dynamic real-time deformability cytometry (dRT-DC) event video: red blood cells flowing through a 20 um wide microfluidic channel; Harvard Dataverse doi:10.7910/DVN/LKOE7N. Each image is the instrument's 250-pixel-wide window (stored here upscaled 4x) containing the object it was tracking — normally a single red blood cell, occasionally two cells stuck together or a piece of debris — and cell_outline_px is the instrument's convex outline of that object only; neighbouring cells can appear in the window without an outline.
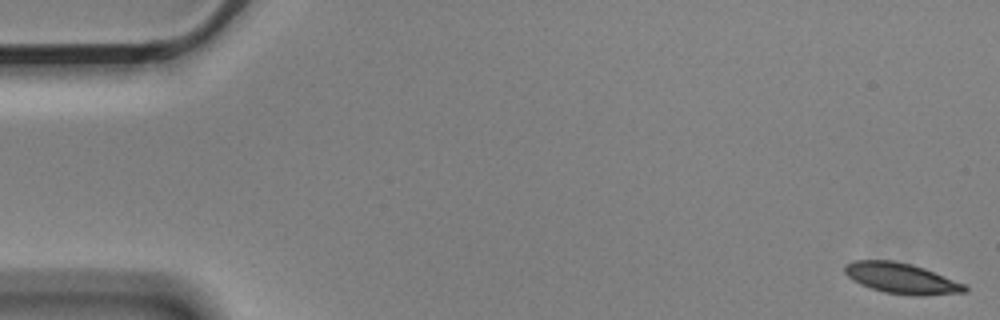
{"species": "Egyptian fruit bat (a non-hibernating species)", "species_latin": "Rousettus aegyptiacus", "temperature_condition": "cold", "stored_images_in_passage": 6, "camera_frame_rate_fps": 3000, "um_per_image_px": 0.085, "animal": {"sex": "male"}, "frame": {"image": 1, "passage_image": 1, "time_ms": 0.0, "image_size_px": [1000, 320], "cell_outline_px": [[968, 288], [964, 292], [920, 296], [912, 296], [884, 292], [860, 284], [852, 280], [844, 272], [844, 264], [852, 260], [892, 260], [912, 264], [924, 268], [964, 284]], "centroid_in_image_um": [76.57, 23.65], "position_along_channel_um": 8.4, "area_um2": 21.39}}
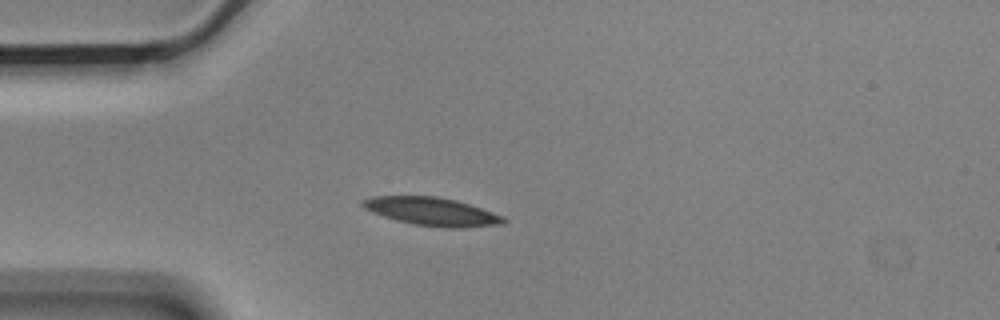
{"frame": {"image": 2, "passage_image": 4, "time_ms": 1.0, "image_size_px": [1000, 320], "cell_outline_px": [[508, 220], [504, 224], [464, 228], [444, 228], [412, 224], [396, 220], [372, 212], [364, 208], [360, 204], [360, 200], [372, 196], [436, 196], [456, 200], [504, 216]], "centroid_in_image_um": [36.71, 17.99], "position_along_channel_um": 48.3, "area_um2": 23.29}}
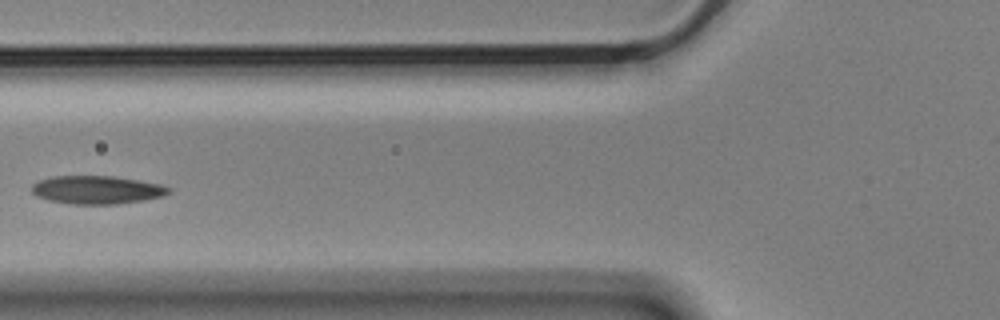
{"frame": {"image": 3, "passage_image": 6, "time_ms": 1.667, "image_size_px": [1000, 320], "cell_outline_px": [[172, 192], [164, 196], [144, 200], [116, 204], [72, 204], [48, 200], [36, 196], [32, 192], [32, 184], [40, 180], [52, 176], [116, 176], [160, 184], [172, 188]], "centroid_in_image_um": [8.26, 16.13], "position_along_channel_um": 117.5, "area_um2": 22.66}}